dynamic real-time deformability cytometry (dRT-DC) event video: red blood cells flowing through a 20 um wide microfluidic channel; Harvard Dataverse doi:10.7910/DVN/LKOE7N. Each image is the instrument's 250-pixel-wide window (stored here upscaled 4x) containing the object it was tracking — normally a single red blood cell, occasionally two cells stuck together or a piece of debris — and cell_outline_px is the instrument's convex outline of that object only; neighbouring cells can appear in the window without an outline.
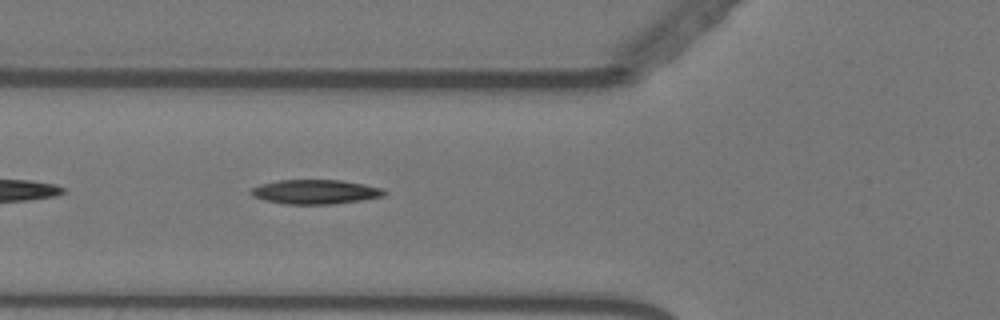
{"species": "Egyptian fruit bat (a non-hibernating species)", "species_latin": "Rousettus aegyptiacus", "temperature_condition": "warm", "stored_images_in_passage": 37, "camera_frame_rate_fps": 3000, "um_per_image_px": 0.085, "animal": {"sex": "female"}, "frame": {"image": 1, "passage_image": 5, "time_ms": 1.333, "image_size_px": [1000, 320], "cell_outline_px": [[388, 192], [384, 196], [360, 200], [332, 204], [284, 204], [264, 200], [252, 196], [248, 192], [252, 188], [260, 184], [280, 180], [340, 180], [364, 184], [384, 188]], "centroid_in_image_um": [26.8, 16.3], "position_along_channel_um": 99.0, "area_um2": 19.02}}
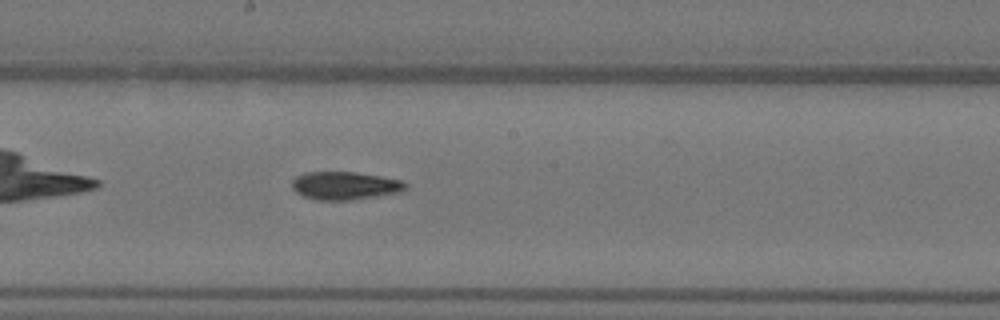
{"frame": {"image": 2, "passage_image": 15, "time_ms": 4.667, "image_size_px": [1000, 320], "cell_outline_px": [[408, 188], [400, 192], [352, 200], [316, 200], [304, 196], [296, 192], [292, 188], [292, 180], [296, 176], [304, 172], [356, 172], [404, 180], [408, 184]], "centroid_in_image_um": [29.34, 15.77], "position_along_channel_um": 218.9, "area_um2": 18.73}}
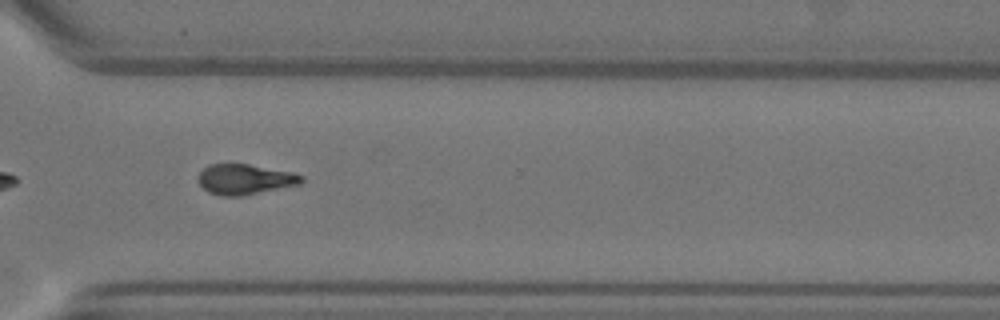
{"frame": {"image": 3, "passage_image": 26, "time_ms": 8.333, "image_size_px": [1000, 320], "cell_outline_px": [[304, 180], [300, 184], [240, 196], [220, 196], [208, 192], [200, 184], [200, 172], [208, 164], [248, 164], [292, 172], [304, 176]], "centroid_in_image_um": [20.83, 15.24], "position_along_channel_um": 349.8, "area_um2": 18.03}}